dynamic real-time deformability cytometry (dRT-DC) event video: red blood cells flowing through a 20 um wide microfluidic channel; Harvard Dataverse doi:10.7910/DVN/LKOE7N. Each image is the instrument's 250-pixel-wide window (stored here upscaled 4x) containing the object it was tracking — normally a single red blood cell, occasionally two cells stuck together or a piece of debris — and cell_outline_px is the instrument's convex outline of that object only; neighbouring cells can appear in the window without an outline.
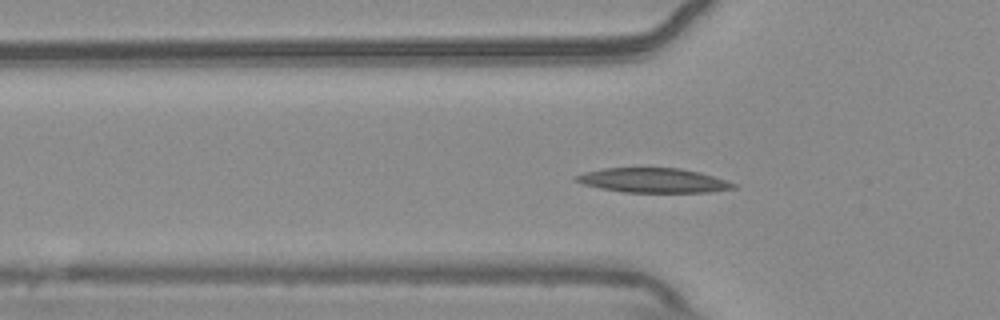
{"species": "common noctule bat (a hibernating species)", "species_latin": "Nyctalus noctula", "temperature_condition": "warm", "stored_images_in_passage": 48, "camera_frame_rate_fps": 3000, "um_per_image_px": 0.085, "animal": {"sex": "male", "body_mass_g": 20.4}, "frame": {"image": 1, "passage_image": 11, "time_ms": 3.333, "image_size_px": [1000, 320], "cell_outline_px": [[736, 188], [708, 192], [624, 192], [600, 188], [584, 184], [572, 180], [572, 176], [584, 172], [604, 168], [680, 168], [700, 172], [736, 184]], "centroid_in_image_um": [55.47, 15.33], "position_along_channel_um": 70.3, "area_um2": 22.43}}
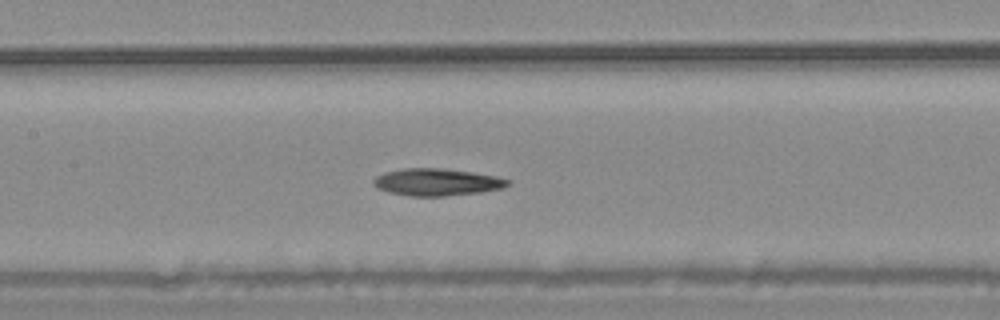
{"frame": {"image": 2, "passage_image": 19, "time_ms": 6.0, "image_size_px": [1000, 320], "cell_outline_px": [[512, 184], [500, 188], [480, 192], [444, 196], [408, 196], [388, 192], [372, 184], [372, 180], [376, 176], [384, 172], [404, 168], [440, 168], [496, 176], [512, 180]], "centroid_in_image_um": [37.12, 15.48], "position_along_channel_um": 170.3, "area_um2": 21.15}}
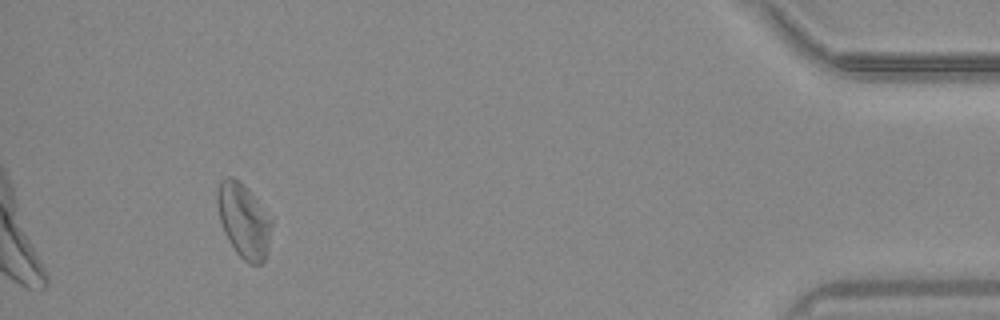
{"frame": {"image": 3, "passage_image": 44, "time_ms": 14.333, "image_size_px": [1000, 320], "cell_outline_px": [[272, 224], [268, 248], [264, 260], [260, 264], [248, 264], [236, 252], [228, 240], [224, 232], [220, 220], [216, 200], [216, 192], [220, 180], [228, 176], [232, 176], [252, 196], [272, 220]], "centroid_in_image_um": [20.68, 18.79], "position_along_channel_um": 414.5, "area_um2": 22.95}}